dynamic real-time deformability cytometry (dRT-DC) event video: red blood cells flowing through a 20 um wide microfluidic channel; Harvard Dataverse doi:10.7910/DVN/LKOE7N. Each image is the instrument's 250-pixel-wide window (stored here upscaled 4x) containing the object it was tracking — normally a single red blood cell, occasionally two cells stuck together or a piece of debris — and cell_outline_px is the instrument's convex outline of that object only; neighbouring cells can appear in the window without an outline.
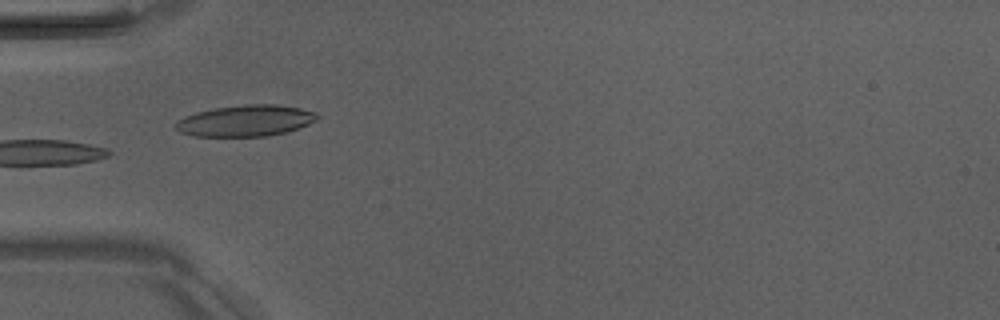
{"species": "Egyptian fruit bat (a non-hibernating species)", "species_latin": "Rousettus aegyptiacus", "temperature_condition": "room temperature", "stored_images_in_passage": 8, "camera_frame_rate_fps": 3000, "um_per_image_px": 0.085, "animal": {"sex": "male"}, "frame": {"image": 1, "passage_image": 5, "time_ms": 5.667, "image_size_px": [1000, 320], "cell_outline_px": [[320, 116], [316, 120], [300, 128], [284, 132], [264, 136], [192, 136], [180, 132], [176, 128], [176, 124], [184, 116], [196, 112], [216, 108], [244, 104], [276, 104], [300, 108], [316, 112]], "centroid_in_image_um": [20.9, 10.25], "position_along_channel_um": 64.1, "area_um2": 25.66}}
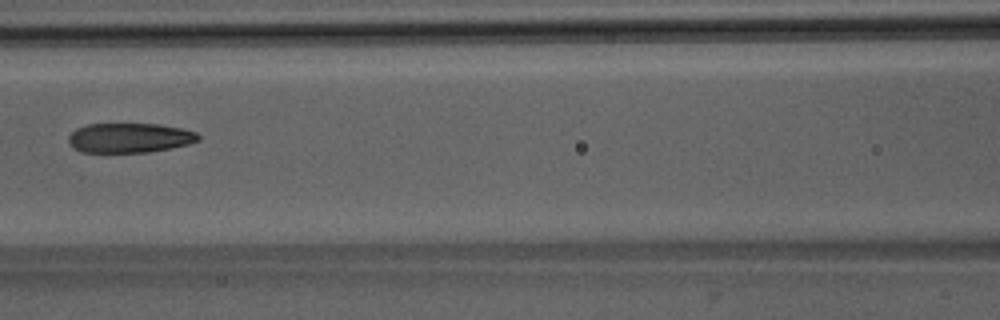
{"frame": {"image": 2, "passage_image": 7, "time_ms": 8.0, "image_size_px": [1000, 320], "cell_outline_px": [[200, 140], [188, 144], [172, 148], [148, 152], [80, 152], [68, 144], [68, 136], [76, 128], [88, 124], [160, 124], [180, 128], [196, 132], [200, 136]], "centroid_in_image_um": [11.0, 11.72], "position_along_channel_um": 155.6, "area_um2": 22.54}}